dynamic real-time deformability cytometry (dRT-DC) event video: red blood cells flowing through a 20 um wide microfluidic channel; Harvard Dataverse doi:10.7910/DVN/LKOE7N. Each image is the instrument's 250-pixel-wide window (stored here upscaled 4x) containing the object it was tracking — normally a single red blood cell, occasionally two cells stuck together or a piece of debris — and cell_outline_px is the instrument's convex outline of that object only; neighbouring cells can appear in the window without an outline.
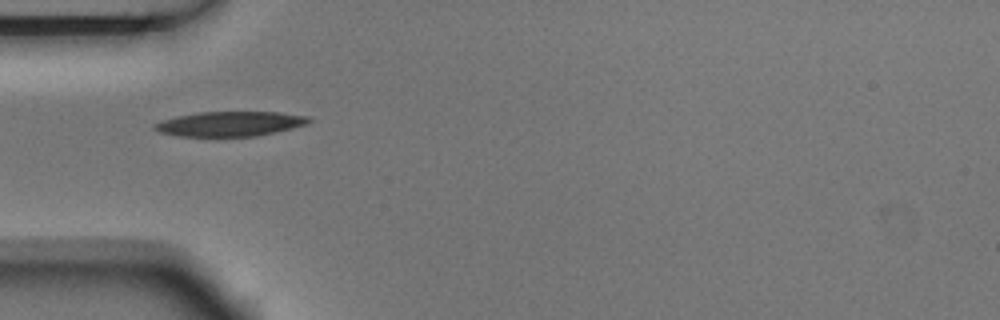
{"species": "Egyptian fruit bat (a non-hibernating species)", "species_latin": "Rousettus aegyptiacus", "temperature_condition": "room temperature", "stored_images_in_passage": 2, "camera_frame_rate_fps": 3000, "um_per_image_px": 0.085, "animal": {"sex": "male"}, "frame": {"image": 1, "passage_image": 1, "time_ms": 0.0, "image_size_px": [1000, 320], "cell_outline_px": [[312, 120], [304, 124], [292, 128], [256, 136], [180, 136], [160, 132], [152, 128], [152, 124], [160, 120], [176, 116], [196, 112], [280, 112], [308, 116]], "centroid_in_image_um": [19.49, 10.51], "position_along_channel_um": 65.5, "area_um2": 22.25}}
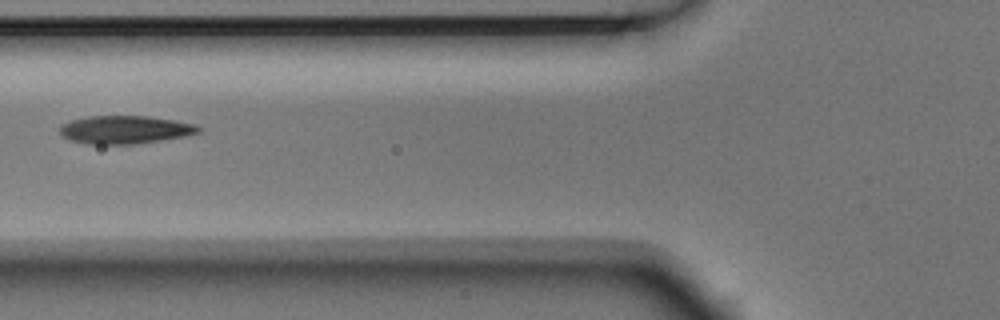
{"frame": {"image": 2, "passage_image": 2, "time_ms": 0.333, "image_size_px": [1000, 320], "cell_outline_px": [[200, 132], [184, 136], [136, 144], [88, 144], [72, 140], [64, 136], [60, 132], [60, 124], [72, 120], [88, 116], [148, 116], [196, 124], [200, 128]], "centroid_in_image_um": [10.62, 11.02], "position_along_channel_um": 115.2, "area_um2": 22.48}}